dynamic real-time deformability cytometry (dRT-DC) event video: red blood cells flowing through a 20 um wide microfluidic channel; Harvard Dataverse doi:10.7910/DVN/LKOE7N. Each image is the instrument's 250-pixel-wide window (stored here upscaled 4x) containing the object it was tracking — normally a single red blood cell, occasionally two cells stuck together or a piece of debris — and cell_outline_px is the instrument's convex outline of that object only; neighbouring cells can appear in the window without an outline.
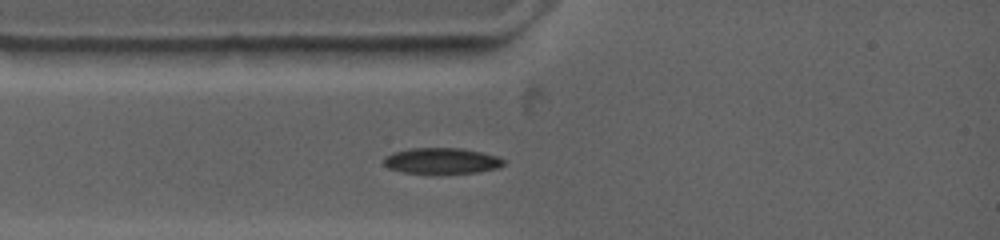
{"species": "common noctule bat (a hibernating species)", "species_latin": "Nyctalus noctula", "temperature_condition": "warm", "stored_images_in_passage": 15, "camera_frame_rate_fps": 4500, "um_per_image_px": 0.085, "animal": {"sex": "female", "body_mass_g": 19.0, "forearm_length_mm": 53.3}, "frame": {"image": 1, "passage_image": 3, "time_ms": 1.333, "image_size_px": [1000, 240], "cell_outline_px": [[504, 164], [496, 168], [476, 172], [404, 172], [388, 168], [384, 164], [384, 156], [392, 152], [412, 148], [460, 148], [480, 152], [496, 156], [504, 160]], "centroid_in_image_um": [37.5, 13.64], "position_along_channel_um": 47.5, "area_um2": 17.57}}
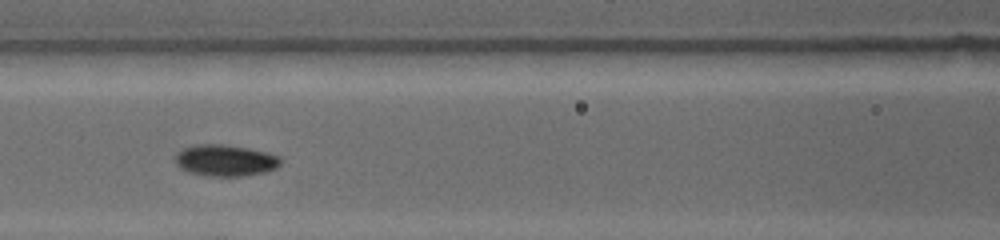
{"frame": {"image": 2, "passage_image": 8, "time_ms": 4.0, "image_size_px": [1000, 240], "cell_outline_px": [[280, 164], [276, 168], [264, 172], [244, 176], [204, 176], [188, 172], [180, 168], [176, 164], [176, 152], [184, 148], [196, 144], [224, 144], [248, 148], [268, 152], [280, 156]], "centroid_in_image_um": [19.14, 13.63], "position_along_channel_um": 147.5, "area_um2": 19.48}}
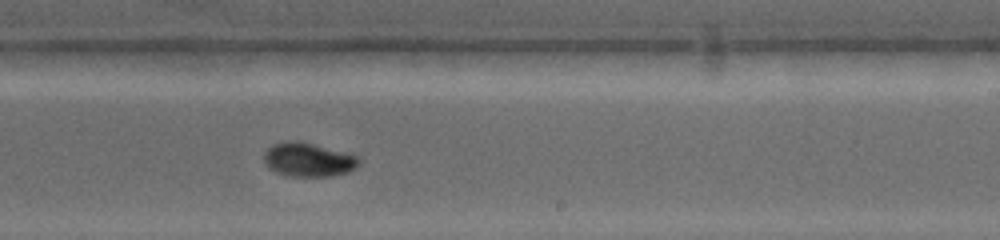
{"frame": {"image": 3, "passage_image": 15, "time_ms": 7.111, "image_size_px": [1000, 240], "cell_outline_px": [[360, 164], [356, 168], [348, 172], [332, 176], [288, 176], [276, 172], [268, 168], [264, 164], [264, 152], [272, 144], [288, 140], [296, 140], [312, 144], [356, 156], [360, 160]], "centroid_in_image_um": [26.16, 13.58], "position_along_channel_um": 262.8, "area_um2": 18.67}}